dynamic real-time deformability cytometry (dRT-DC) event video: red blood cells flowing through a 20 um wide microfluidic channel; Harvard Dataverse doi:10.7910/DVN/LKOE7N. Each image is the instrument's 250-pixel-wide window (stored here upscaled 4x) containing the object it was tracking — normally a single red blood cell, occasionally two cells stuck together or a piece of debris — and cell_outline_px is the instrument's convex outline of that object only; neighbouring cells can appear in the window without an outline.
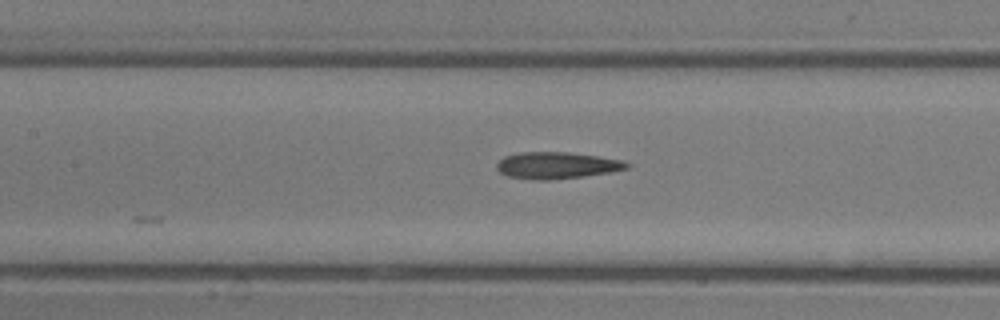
{"species": "common noctule bat (a hibernating species)", "species_latin": "Nyctalus noctula", "temperature_condition": "room temperature", "stored_images_in_passage": 17, "camera_frame_rate_fps": 3000, "um_per_image_px": 0.085, "animal": {"sex": "male", "body_mass_g": 13.3}, "frame": {"image": 1, "passage_image": 17, "time_ms": 5.333, "image_size_px": [1000, 320], "cell_outline_px": [[632, 164], [628, 168], [612, 172], [584, 176], [552, 180], [532, 180], [508, 176], [500, 172], [496, 168], [496, 164], [504, 156], [520, 152], [568, 152], [596, 156], [620, 160]], "centroid_in_image_um": [47.31, 14.06], "position_along_channel_um": 160.1, "area_um2": 20.29}}